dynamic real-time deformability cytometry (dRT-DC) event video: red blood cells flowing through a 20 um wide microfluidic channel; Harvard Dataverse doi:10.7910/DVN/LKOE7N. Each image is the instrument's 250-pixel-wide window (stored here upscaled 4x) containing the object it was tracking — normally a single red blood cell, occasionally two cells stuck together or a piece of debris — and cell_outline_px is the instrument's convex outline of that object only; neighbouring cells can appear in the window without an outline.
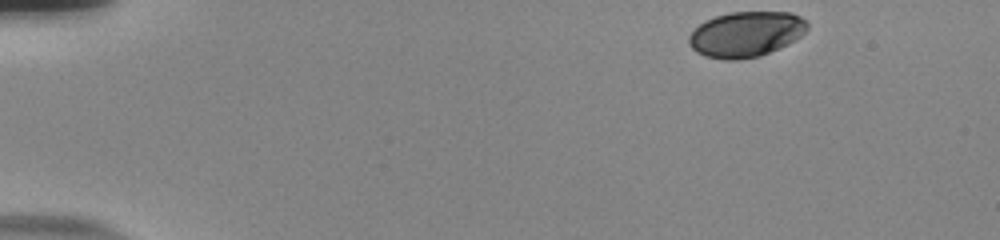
{"species": "human", "species_latin": "Homo sapiens", "temperature_condition": "room temperature", "stored_images_in_passage": 49, "camera_frame_rate_fps": 3000, "um_per_image_px": 0.085, "donor": {"sex": "male"}, "frame": {"image": 1, "passage_image": 1, "time_ms": 0.0, "image_size_px": [1000, 240], "cell_outline_px": [[808, 28], [800, 36], [760, 56], [736, 60], [728, 60], [708, 56], [696, 52], [688, 44], [688, 36], [704, 20], [728, 12], [792, 12], [800, 16], [808, 24]], "centroid_in_image_um": [63.37, 2.89], "position_along_channel_um": 21.6, "area_um2": 30.98}}
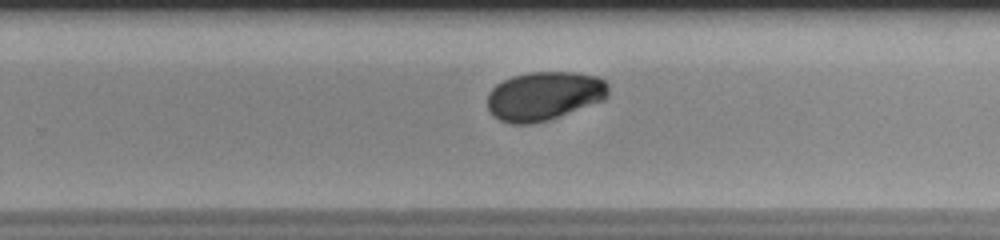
{"frame": {"image": 2, "passage_image": 31, "time_ms": 10.0, "image_size_px": [1000, 240], "cell_outline_px": [[608, 96], [604, 100], [548, 120], [532, 124], [512, 124], [500, 120], [488, 108], [488, 92], [496, 84], [512, 76], [528, 72], [576, 72], [596, 76], [604, 80], [608, 84]], "centroid_in_image_um": [46.26, 8.14], "position_along_channel_um": 283.5, "area_um2": 34.39}}
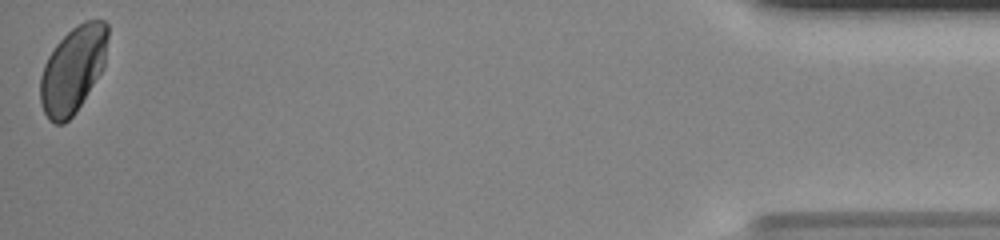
{"frame": {"image": 3, "passage_image": 49, "time_ms": 16.0, "image_size_px": [1000, 240], "cell_outline_px": [[108, 36], [104, 68], [76, 112], [64, 124], [56, 124], [48, 120], [40, 104], [40, 76], [44, 64], [48, 56], [56, 44], [72, 28], [84, 20], [104, 20], [108, 24]], "centroid_in_image_um": [6.2, 5.92], "position_along_channel_um": 429.0, "area_um2": 34.22}, "authors_computed_cell_mechanics": {"area_um2": 34.391, "velocity_mm_per_s": 3.7799, "shape_relaxation_time_tau1_ms": 3.0921, "shape_relaxation_time_tau2_ms": 2.2962, "deformation_change_tau1": 0.1018, "deformation_change_tau2": 0.0264}}